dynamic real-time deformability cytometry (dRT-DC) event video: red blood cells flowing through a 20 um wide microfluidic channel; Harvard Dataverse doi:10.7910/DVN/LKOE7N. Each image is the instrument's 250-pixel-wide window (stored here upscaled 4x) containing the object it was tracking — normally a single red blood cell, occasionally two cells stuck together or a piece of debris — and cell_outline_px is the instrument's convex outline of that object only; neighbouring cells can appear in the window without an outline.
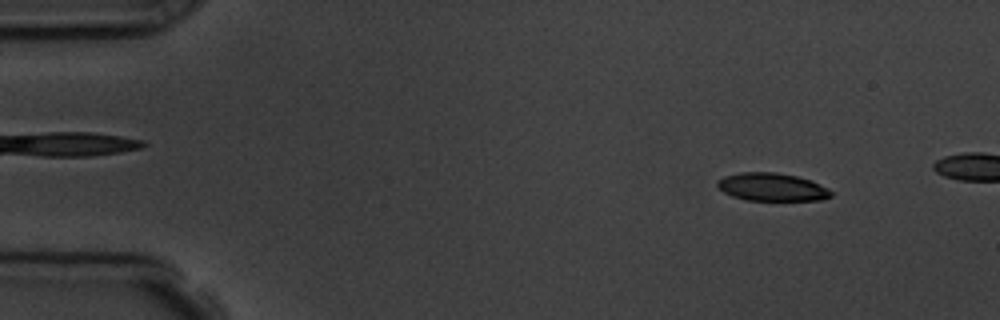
{"species": "common noctule bat (a hibernating species)", "species_latin": "Nyctalus noctula", "temperature_condition": "room temperature", "stored_images_in_passage": 4, "camera_frame_rate_fps": 3000, "um_per_image_px": 0.085, "animal": {"sex": "male", "body_mass_g": 19.5, "forearm_length_mm": 54.6}, "frame": {"image": 1, "passage_image": 1, "time_ms": 0.0, "image_size_px": [1000, 320], "cell_outline_px": [[832, 196], [820, 200], [748, 200], [732, 196], [724, 192], [716, 184], [716, 180], [724, 176], [740, 172], [776, 172], [796, 176], [812, 180], [828, 188], [832, 192]], "centroid_in_image_um": [65.62, 15.89], "position_along_channel_um": 19.4, "area_um2": 18.55}}